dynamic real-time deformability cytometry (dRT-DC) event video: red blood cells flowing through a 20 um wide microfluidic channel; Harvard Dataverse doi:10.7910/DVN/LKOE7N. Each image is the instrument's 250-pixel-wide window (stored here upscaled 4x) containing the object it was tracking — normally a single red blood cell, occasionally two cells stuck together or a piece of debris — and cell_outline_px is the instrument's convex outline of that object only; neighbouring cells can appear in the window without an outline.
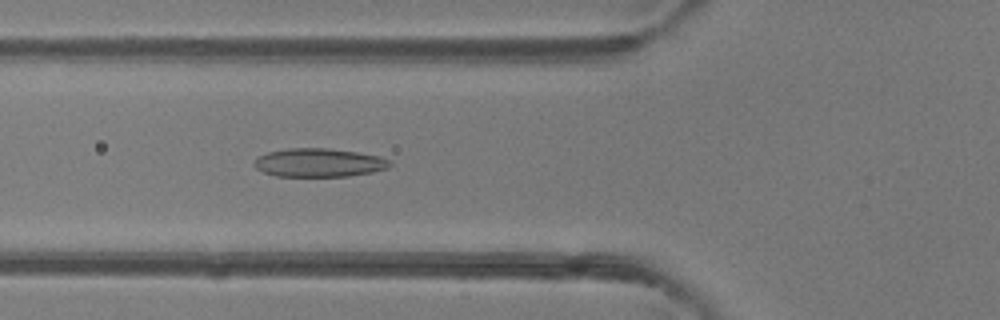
{"species": "common noctule bat (a hibernating species)", "species_latin": "Nyctalus noctula", "temperature_condition": "room temperature", "stored_images_in_passage": 21, "camera_frame_rate_fps": 3000, "um_per_image_px": 0.085, "animal": {"sex": "female"}, "frame": {"image": 1, "passage_image": 7, "time_ms": 2.0, "image_size_px": [1000, 320], "cell_outline_px": [[392, 164], [388, 168], [372, 172], [348, 176], [276, 176], [264, 172], [256, 168], [252, 164], [260, 156], [268, 152], [288, 148], [328, 148], [356, 152], [380, 156], [388, 160]], "centroid_in_image_um": [27.12, 13.82], "position_along_channel_um": 98.7, "area_um2": 22.43}}
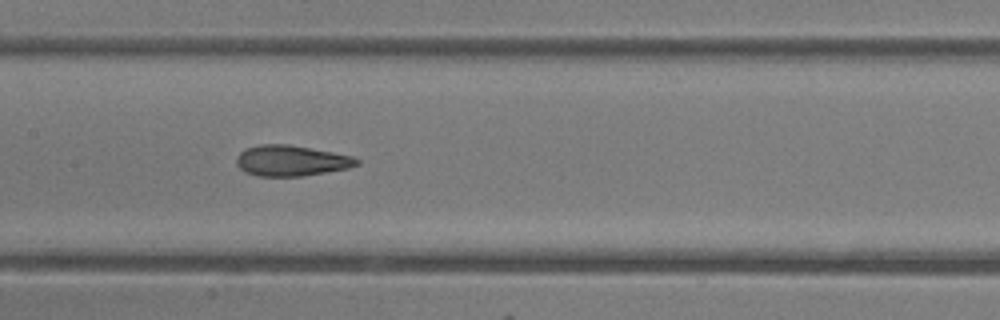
{"frame": {"image": 2, "passage_image": 13, "time_ms": 4.0, "image_size_px": [1000, 320], "cell_outline_px": [[360, 164], [348, 168], [304, 176], [256, 176], [244, 172], [236, 164], [236, 156], [244, 148], [260, 144], [288, 144], [332, 152], [352, 156], [360, 160]], "centroid_in_image_um": [24.72, 13.66], "position_along_channel_um": 182.7, "area_um2": 21.68}}
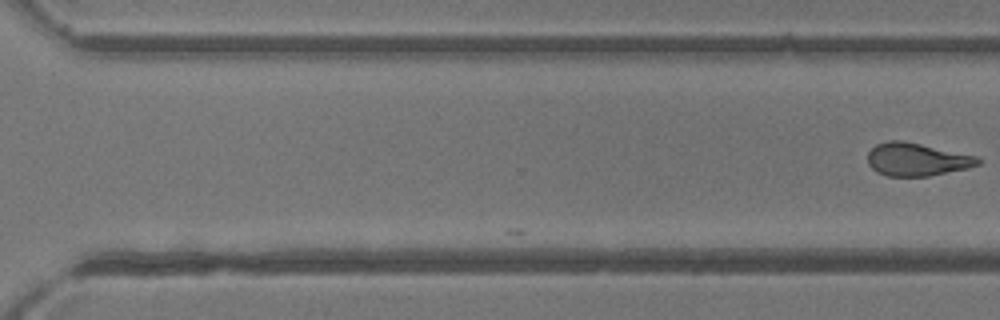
{"frame": {"image": 3, "passage_image": 21, "time_ms": 6.667, "image_size_px": [1000, 320], "cell_outline_px": [[980, 164], [968, 168], [928, 176], [888, 176], [876, 172], [868, 164], [868, 152], [876, 144], [888, 140], [904, 140], [976, 156], [980, 160]], "centroid_in_image_um": [77.9, 13.54], "position_along_channel_um": 292.7, "area_um2": 21.15}}